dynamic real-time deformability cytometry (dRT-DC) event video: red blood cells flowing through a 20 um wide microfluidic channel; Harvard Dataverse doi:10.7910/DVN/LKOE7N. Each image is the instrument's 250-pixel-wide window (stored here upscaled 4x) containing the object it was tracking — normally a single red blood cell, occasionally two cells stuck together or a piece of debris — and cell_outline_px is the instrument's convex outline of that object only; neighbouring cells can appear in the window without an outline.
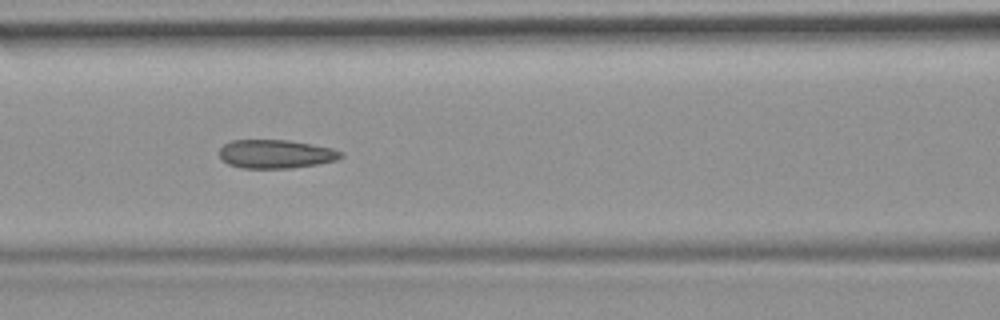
{"species": "common noctule bat (a hibernating species)", "species_latin": "Nyctalus noctula", "temperature_condition": "room temperature", "stored_images_in_passage": 53, "camera_frame_rate_fps": 3000, "um_per_image_px": 0.085, "animal": {"sex": "female", "body_mass_g": 19.9}, "frame": {"image": 1, "passage_image": 23, "time_ms": 7.333, "image_size_px": [1000, 320], "cell_outline_px": [[344, 156], [336, 160], [316, 164], [292, 168], [244, 168], [228, 164], [220, 156], [220, 148], [224, 144], [232, 140], [288, 140], [312, 144], [332, 148], [344, 152]], "centroid_in_image_um": [23.47, 13.08], "position_along_channel_um": 143.1, "area_um2": 20.23}, "authors_computed_cell_mechanics": {"area_um2": 21.386, "velocity_mm_per_s": 3.8362, "shape_relaxation_time_tau1_ms": null, "shape_relaxation_time_tau2_ms": 2.6561, "deformation_change_tau1": null, "deformation_change_tau2": 0.094}}